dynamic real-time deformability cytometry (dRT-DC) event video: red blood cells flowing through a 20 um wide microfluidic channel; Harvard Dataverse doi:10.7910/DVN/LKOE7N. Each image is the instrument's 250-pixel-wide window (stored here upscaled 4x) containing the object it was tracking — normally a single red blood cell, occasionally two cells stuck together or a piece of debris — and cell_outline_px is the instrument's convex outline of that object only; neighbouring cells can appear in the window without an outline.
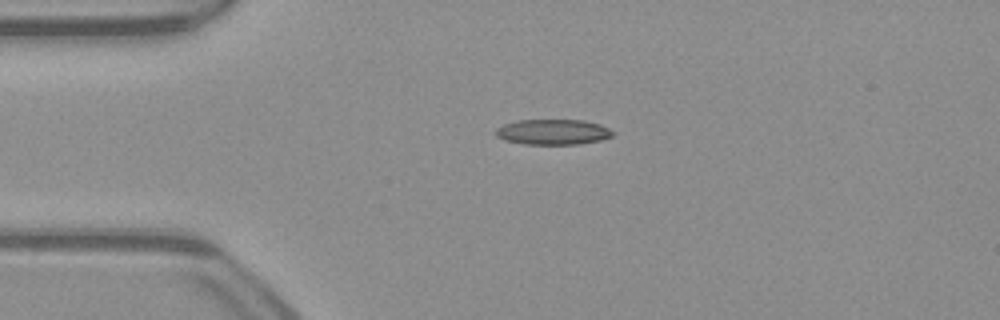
{"species": "common noctule bat (a hibernating species)", "species_latin": "Nyctalus noctula", "temperature_condition": "warm", "stored_images_in_passage": 41, "camera_frame_rate_fps": 3000, "um_per_image_px": 0.085, "animal": {"sex": "male", "body_mass_g": 23.1, "forearm_length_mm": 52.7}, "frame": {"image": 1, "passage_image": 1, "time_ms": 0.0, "image_size_px": [1000, 320], "cell_outline_px": [[616, 132], [612, 136], [600, 140], [580, 144], [524, 144], [504, 140], [496, 136], [492, 132], [496, 128], [504, 124], [520, 120], [584, 120], [600, 124]], "centroid_in_image_um": [46.99, 11.22], "position_along_channel_um": 38.0, "area_um2": 17.46}}
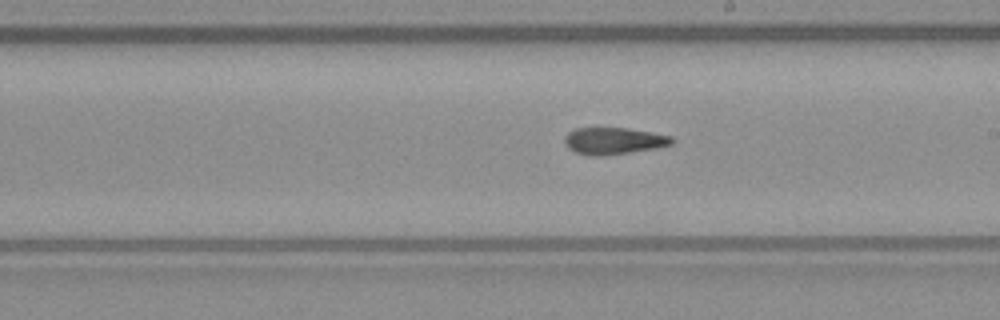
{"frame": {"image": 2, "passage_image": 18, "time_ms": 5.667, "image_size_px": [1000, 320], "cell_outline_px": [[676, 140], [672, 144], [656, 148], [600, 156], [592, 156], [576, 152], [568, 148], [564, 144], [564, 136], [568, 132], [576, 128], [628, 128], [652, 132], [672, 136]], "centroid_in_image_um": [52.16, 11.96], "position_along_channel_um": 236.8, "area_um2": 16.82}}
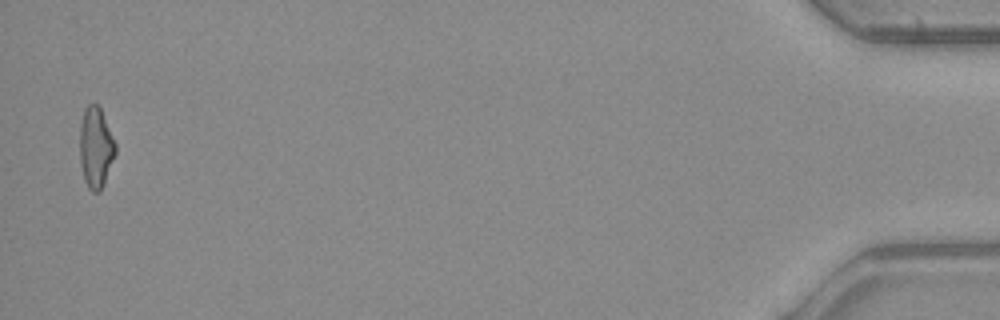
{"frame": {"image": 3, "passage_image": 40, "time_ms": 13.0, "image_size_px": [1000, 320], "cell_outline_px": [[116, 152], [104, 184], [100, 192], [92, 192], [88, 188], [84, 180], [80, 164], [80, 124], [84, 108], [88, 104], [96, 104], [100, 108], [116, 144]], "centroid_in_image_um": [8.13, 12.56], "position_along_channel_um": 427.1, "area_um2": 16.82}, "authors_computed_cell_mechanics": {"area_um2": 17.1088, "velocity_mm_per_s": 3.9919, "shape_relaxation_time_tau1_ms": null, "shape_relaxation_time_tau2_ms": 5.9152, "deformation_change_tau1": null, "deformation_change_tau2": 0.1707}}